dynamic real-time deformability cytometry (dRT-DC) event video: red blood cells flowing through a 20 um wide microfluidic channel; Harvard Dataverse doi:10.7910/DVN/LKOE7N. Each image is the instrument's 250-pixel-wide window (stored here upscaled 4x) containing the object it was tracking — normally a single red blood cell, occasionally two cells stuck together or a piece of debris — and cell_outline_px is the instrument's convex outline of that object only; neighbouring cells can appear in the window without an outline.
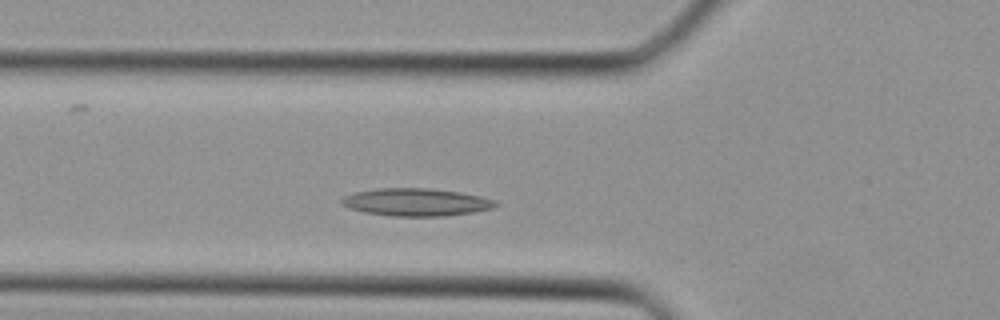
{"species": "Egyptian fruit bat (a non-hibernating species)", "species_latin": "Rousettus aegyptiacus", "temperature_condition": "cold", "stored_images_in_passage": 26, "camera_frame_rate_fps": 3000, "um_per_image_px": 0.085, "animal": {"sex": "female"}, "frame": {"image": 1, "passage_image": 3, "time_ms": 0.667, "image_size_px": [1000, 320], "cell_outline_px": [[500, 204], [492, 208], [472, 212], [444, 216], [392, 216], [364, 212], [348, 208], [340, 200], [344, 196], [356, 192], [376, 188], [428, 188], [460, 192], [480, 196], [496, 200]], "centroid_in_image_um": [35.38, 17.18], "position_along_channel_um": 90.4, "area_um2": 24.74}}
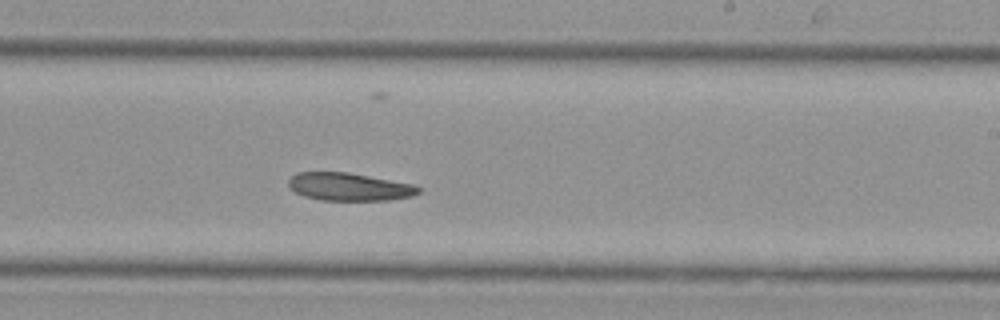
{"frame": {"image": 2, "passage_image": 13, "time_ms": 4.0, "image_size_px": [1000, 320], "cell_outline_px": [[420, 192], [412, 196], [388, 200], [320, 200], [304, 196], [296, 192], [288, 184], [288, 180], [296, 172], [348, 172], [412, 184], [420, 188]], "centroid_in_image_um": [29.67, 15.87], "position_along_channel_um": 259.3, "area_um2": 20.92}}
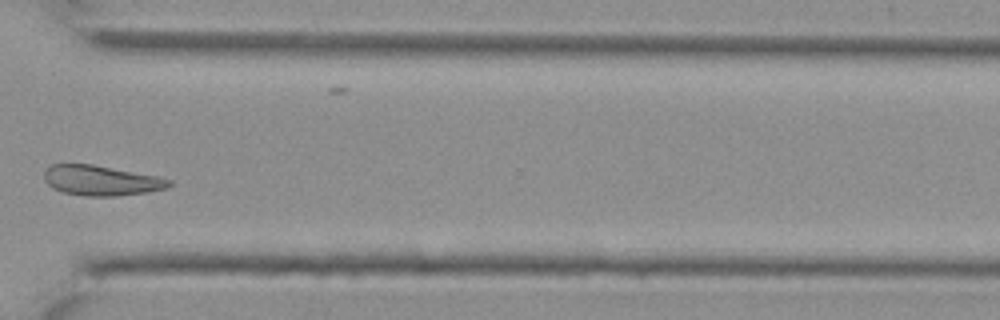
{"frame": {"image": 3, "passage_image": 19, "time_ms": 6.0, "image_size_px": [1000, 320], "cell_outline_px": [[172, 184], [168, 188], [144, 192], [116, 196], [84, 196], [64, 192], [52, 188], [44, 180], [44, 172], [52, 164], [92, 164], [156, 176], [172, 180]], "centroid_in_image_um": [8.59, 15.34], "position_along_channel_um": 362.0, "area_um2": 21.73}}